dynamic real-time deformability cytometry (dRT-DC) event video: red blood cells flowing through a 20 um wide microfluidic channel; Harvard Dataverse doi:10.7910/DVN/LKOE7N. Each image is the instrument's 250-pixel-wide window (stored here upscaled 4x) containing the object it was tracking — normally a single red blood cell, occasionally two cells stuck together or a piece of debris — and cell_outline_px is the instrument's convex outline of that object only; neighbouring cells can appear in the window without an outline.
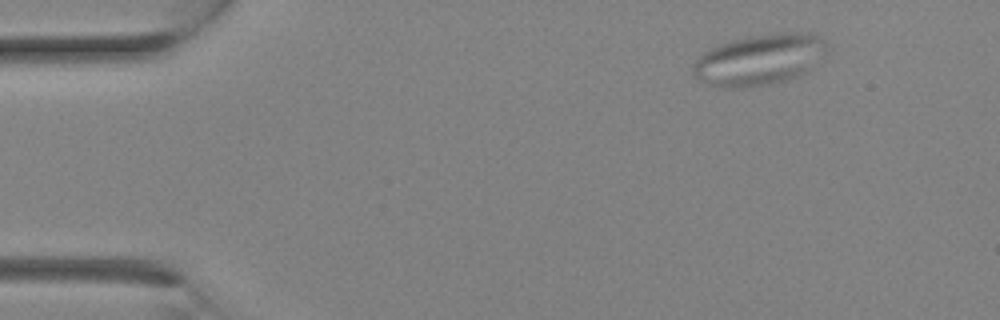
{"species": "Egyptian fruit bat (a non-hibernating species)", "species_latin": "Rousettus aegyptiacus", "temperature_condition": "room temperature", "stored_images_in_passage": 16, "camera_frame_rate_fps": 3000, "um_per_image_px": 0.085, "animal": {"sex": "female"}, "frame": {"image": 1, "passage_image": 1, "time_ms": 0.0, "image_size_px": [1000, 320], "cell_outline_px": [[832, 48], [808, 72], [800, 76], [788, 80], [772, 84], [744, 88], [724, 88], [700, 80], [692, 76], [692, 64], [704, 52], [720, 44], [752, 36], [780, 32], [808, 32], [824, 40]], "centroid_in_image_um": [64.62, 5.08], "position_along_channel_um": 20.4, "area_um2": 40.23}}
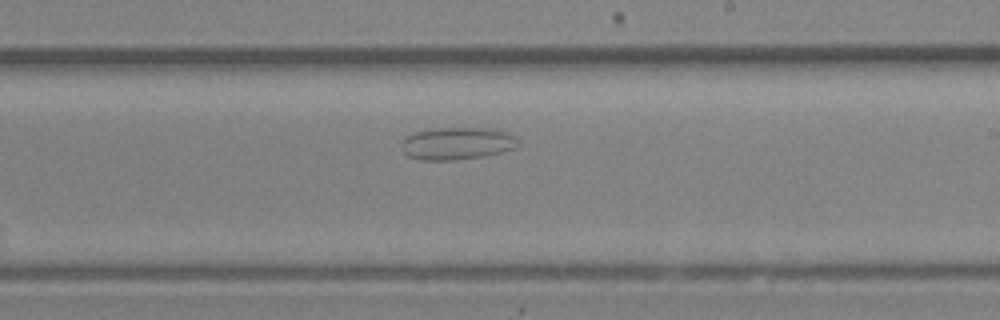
{"frame": {"image": 2, "passage_image": 14, "time_ms": 4.333, "image_size_px": [1000, 320], "cell_outline_px": [[520, 144], [516, 148], [484, 156], [452, 160], [420, 160], [408, 156], [404, 152], [400, 144], [408, 136], [416, 132], [436, 128], [492, 128], [508, 132], [516, 136]], "centroid_in_image_um": [38.9, 12.19], "position_along_channel_um": 250.1, "area_um2": 22.08}}
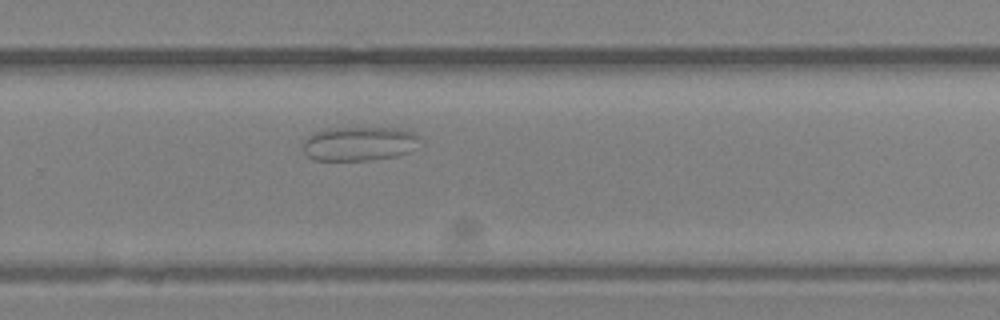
{"frame": {"image": 3, "passage_image": 16, "time_ms": 5.0, "image_size_px": [1000, 320], "cell_outline_px": [[420, 136], [408, 152], [396, 156], [368, 160], [316, 160], [308, 156], [304, 152], [304, 140], [308, 136], [316, 132], [328, 128], [400, 128], [412, 132]], "centroid_in_image_um": [30.49, 12.2], "position_along_channel_um": 299.3, "area_um2": 22.89}}